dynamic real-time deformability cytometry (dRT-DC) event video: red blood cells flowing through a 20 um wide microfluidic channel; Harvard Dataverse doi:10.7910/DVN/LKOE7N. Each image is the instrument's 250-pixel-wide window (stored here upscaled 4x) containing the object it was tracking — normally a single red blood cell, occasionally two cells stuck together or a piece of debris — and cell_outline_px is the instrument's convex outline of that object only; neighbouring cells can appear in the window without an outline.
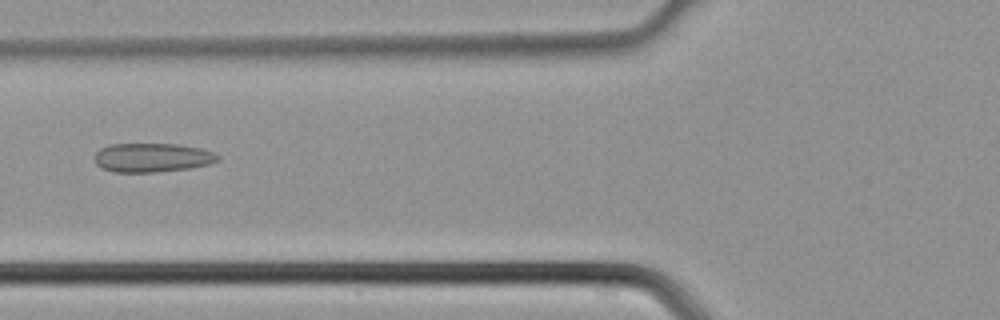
{"species": "common noctule bat (a hibernating species)", "species_latin": "Nyctalus noctula", "temperature_condition": "cold", "stored_images_in_passage": 44, "camera_frame_rate_fps": 3000, "um_per_image_px": 0.085, "animal": {"sex": "male", "body_mass_g": 21.5, "forearm_length_mm": 52.0}, "frame": {"image": 1, "passage_image": 17, "time_ms": 5.333, "image_size_px": [1000, 320], "cell_outline_px": [[220, 160], [208, 164], [188, 168], [156, 172], [116, 172], [104, 168], [96, 164], [92, 156], [100, 148], [108, 144], [180, 144], [200, 148], [216, 152], [220, 156]], "centroid_in_image_um": [12.94, 13.38], "position_along_channel_um": 112.9, "area_um2": 20.98}}
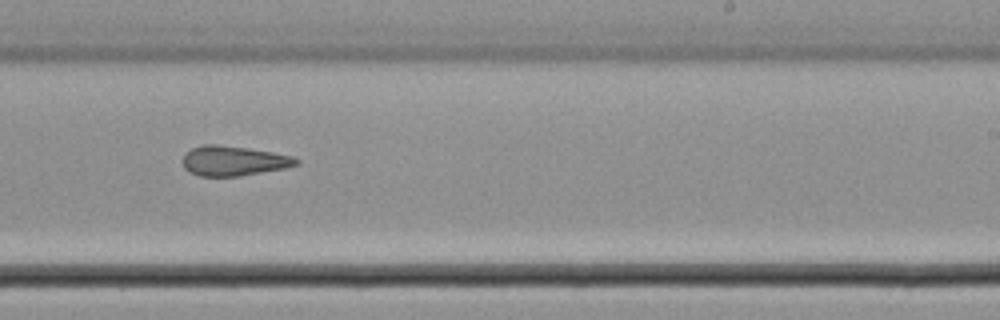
{"frame": {"image": 2, "passage_image": 27, "time_ms": 8.667, "image_size_px": [1000, 320], "cell_outline_px": [[300, 164], [284, 168], [240, 176], [200, 176], [188, 172], [184, 168], [184, 152], [200, 144], [216, 144], [248, 148], [272, 152], [292, 156], [300, 160]], "centroid_in_image_um": [19.84, 13.66], "position_along_channel_um": 269.2, "area_um2": 19.83}}
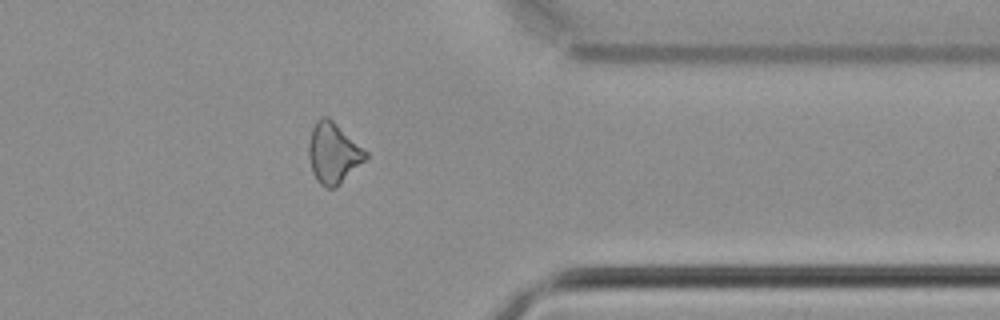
{"frame": {"image": 3, "passage_image": 35, "time_ms": 11.333, "image_size_px": [1000, 320], "cell_outline_px": [[368, 156], [336, 188], [328, 188], [320, 184], [316, 180], [312, 172], [308, 156], [308, 144], [312, 128], [316, 120], [320, 116], [328, 116], [364, 148], [368, 152]], "centroid_in_image_um": [28.3, 13.0], "position_along_channel_um": 383.1, "area_um2": 20.17}}